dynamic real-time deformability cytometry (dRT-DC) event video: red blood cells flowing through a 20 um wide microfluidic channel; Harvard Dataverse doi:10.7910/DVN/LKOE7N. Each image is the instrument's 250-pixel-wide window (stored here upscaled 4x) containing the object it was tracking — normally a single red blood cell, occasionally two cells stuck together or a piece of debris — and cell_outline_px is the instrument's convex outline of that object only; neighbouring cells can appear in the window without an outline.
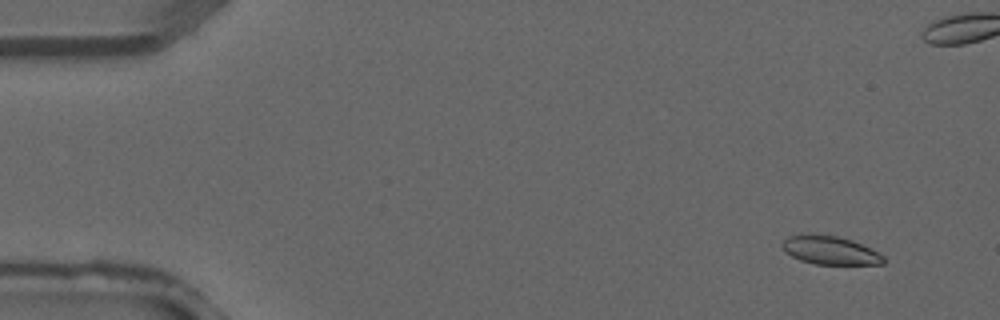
{"species": "common noctule bat (a hibernating species)", "species_latin": "Nyctalus noctula", "temperature_condition": "warm", "stored_images_in_passage": 4, "camera_frame_rate_fps": 3000, "um_per_image_px": 0.085, "animal": {"sex": "male", "forearm_length_mm": 52.5}, "frame": {"image": 1, "passage_image": 1, "time_ms": 0.0, "image_size_px": [1000, 320], "cell_outline_px": [[884, 264], [816, 264], [800, 260], [784, 252], [780, 244], [788, 236], [812, 232], [836, 236], [852, 240], [884, 256]], "centroid_in_image_um": [70.48, 21.25], "position_along_channel_um": 14.5, "area_um2": 16.88}}